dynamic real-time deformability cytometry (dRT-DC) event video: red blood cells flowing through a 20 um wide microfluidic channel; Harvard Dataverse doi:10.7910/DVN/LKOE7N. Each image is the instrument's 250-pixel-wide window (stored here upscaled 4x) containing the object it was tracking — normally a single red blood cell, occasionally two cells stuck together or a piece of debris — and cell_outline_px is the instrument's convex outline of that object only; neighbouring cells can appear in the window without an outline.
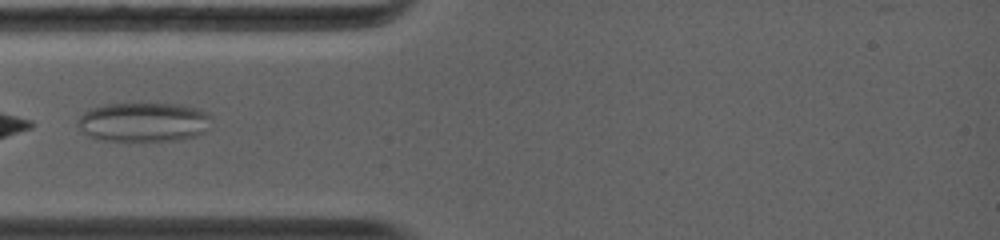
{"species": "common noctule bat (a hibernating species)", "species_latin": "Nyctalus noctula", "temperature_condition": "warm", "stored_images_in_passage": 12, "camera_frame_rate_fps": 5000, "um_per_image_px": 0.085, "animal": {"sex": "female", "body_mass_g": 19.0, "forearm_length_mm": 56.7}, "frame": {"image": 1, "passage_image": 2, "time_ms": 0.6, "image_size_px": [1000, 240], "cell_outline_px": [[212, 120], [204, 132], [196, 136], [176, 140], [96, 140], [88, 136], [76, 124], [76, 120], [84, 112], [92, 108], [104, 104], [184, 104], [200, 108], [208, 112], [212, 116]], "centroid_in_image_um": [12.23, 10.36], "position_along_channel_um": 72.8, "area_um2": 30.87}}
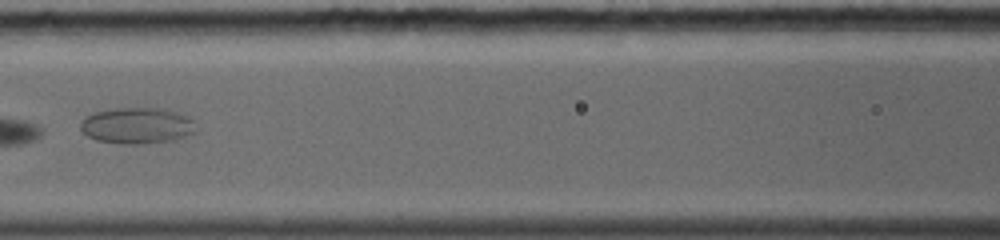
{"frame": {"image": 2, "passage_image": 5, "time_ms": 2.6, "image_size_px": [1000, 240], "cell_outline_px": [[196, 132], [176, 140], [140, 144], [120, 144], [96, 140], [88, 136], [80, 128], [80, 124], [84, 116], [92, 112], [112, 108], [160, 108], [176, 112], [188, 116], [196, 120]], "centroid_in_image_um": [11.66, 10.67], "position_along_channel_um": 154.9, "area_um2": 24.8}}
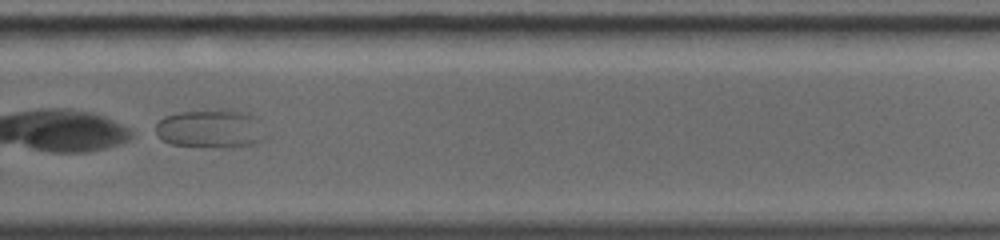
{"frame": {"image": 3, "passage_image": 11, "time_ms": 6.4, "image_size_px": [1000, 240], "cell_outline_px": [[268, 136], [264, 140], [256, 144], [228, 148], [212, 148], [172, 144], [164, 140], [152, 132], [156, 124], [164, 116], [180, 112], [216, 108], [224, 108], [248, 112], [256, 116], [260, 120]], "centroid_in_image_um": [17.97, 10.93], "position_along_channel_um": 311.8, "area_um2": 25.89}}